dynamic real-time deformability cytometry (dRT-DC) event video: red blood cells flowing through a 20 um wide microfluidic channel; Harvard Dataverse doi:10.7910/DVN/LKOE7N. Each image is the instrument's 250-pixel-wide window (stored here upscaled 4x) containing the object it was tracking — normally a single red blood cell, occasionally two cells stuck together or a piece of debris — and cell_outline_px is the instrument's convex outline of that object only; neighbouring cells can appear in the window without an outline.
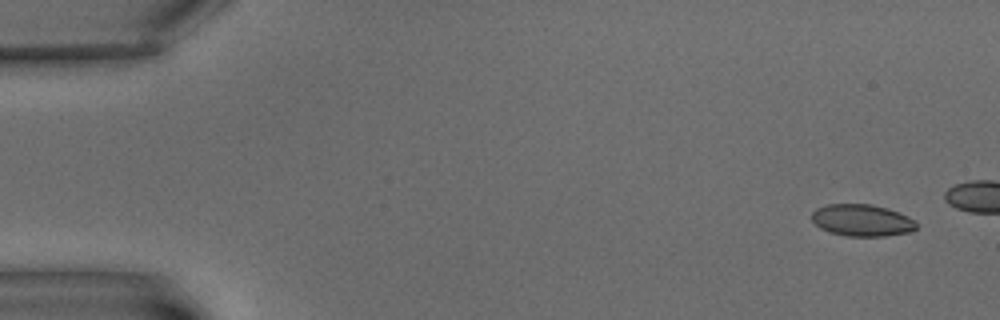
{"species": "common noctule bat (a hibernating species)", "species_latin": "Nyctalus noctula", "temperature_condition": "warm", "stored_images_in_passage": 5, "camera_frame_rate_fps": 3000, "um_per_image_px": 0.085, "animal": {"sex": "male", "body_mass_g": 15.6}, "frame": {"image": 1, "passage_image": 1, "time_ms": 0.0, "image_size_px": [1000, 320], "cell_outline_px": [[916, 228], [912, 232], [884, 236], [848, 236], [832, 232], [820, 228], [812, 220], [812, 212], [816, 208], [828, 204], [872, 204], [888, 208], [908, 216], [916, 220]], "centroid_in_image_um": [73.3, 18.72], "position_along_channel_um": 11.7, "area_um2": 19.48}}